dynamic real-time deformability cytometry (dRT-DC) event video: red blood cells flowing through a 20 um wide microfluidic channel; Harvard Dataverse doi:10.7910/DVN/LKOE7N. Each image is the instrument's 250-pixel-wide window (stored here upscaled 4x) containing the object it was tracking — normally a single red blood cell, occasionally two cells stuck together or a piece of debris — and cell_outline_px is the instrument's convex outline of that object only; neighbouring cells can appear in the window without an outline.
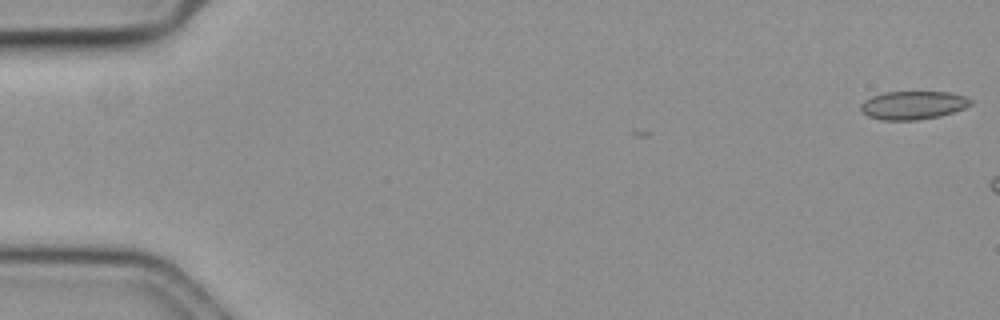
{"species": "common noctule bat (a hibernating species)", "species_latin": "Nyctalus noctula", "temperature_condition": "cold", "stored_images_in_passage": 13, "camera_frame_rate_fps": 3000, "um_per_image_px": 0.085, "animal": {"sex": "female", "body_mass_g": 19.3, "forearm_length_mm": 54.1}, "frame": {"image": 1, "passage_image": 1, "time_ms": 0.0, "image_size_px": [1000, 320], "cell_outline_px": [[972, 104], [964, 108], [940, 116], [916, 120], [880, 120], [868, 116], [860, 112], [860, 104], [864, 100], [872, 96], [884, 92], [948, 92], [964, 96], [972, 100]], "centroid_in_image_um": [77.56, 8.94], "position_along_channel_um": 7.4, "area_um2": 18.21}}